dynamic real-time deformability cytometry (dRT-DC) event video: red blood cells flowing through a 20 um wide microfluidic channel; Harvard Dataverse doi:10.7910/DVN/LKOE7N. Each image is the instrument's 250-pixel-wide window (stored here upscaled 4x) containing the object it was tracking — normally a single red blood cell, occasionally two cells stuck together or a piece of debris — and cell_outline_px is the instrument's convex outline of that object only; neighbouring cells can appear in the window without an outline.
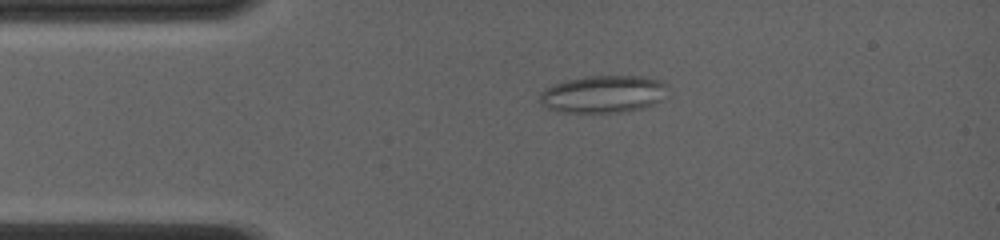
{"species": "common noctule bat (a hibernating species)", "species_latin": "Nyctalus noctula", "temperature_condition": "room temperature", "stored_images_in_passage": 35, "camera_frame_rate_fps": 4000, "um_per_image_px": 0.085, "animal": {"sex": "female", "body_mass_g": 19.0, "forearm_length_mm": 56.7}, "frame": {"image": 1, "passage_image": 6, "time_ms": 2.5, "image_size_px": [1000, 240], "cell_outline_px": [[668, 88], [660, 100], [644, 108], [620, 112], [560, 112], [548, 108], [540, 100], [540, 92], [544, 88], [552, 84], [564, 80], [584, 76], [640, 76], [660, 80], [668, 84]], "centroid_in_image_um": [51.26, 7.98], "position_along_channel_um": 33.7, "area_um2": 27.92}}
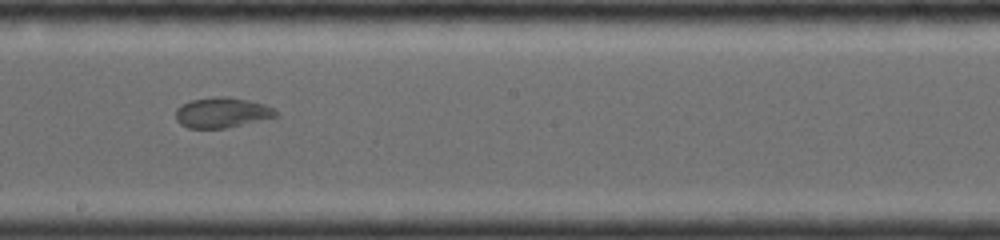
{"frame": {"image": 2, "passage_image": 19, "time_ms": 8.0, "image_size_px": [1000, 240], "cell_outline_px": [[276, 116], [224, 128], [188, 128], [180, 124], [176, 120], [176, 108], [180, 104], [192, 100], [212, 96], [228, 96], [248, 100], [264, 104], [272, 108], [276, 112]], "centroid_in_image_um": [18.79, 9.55], "position_along_channel_um": 229.4, "area_um2": 17.51}}
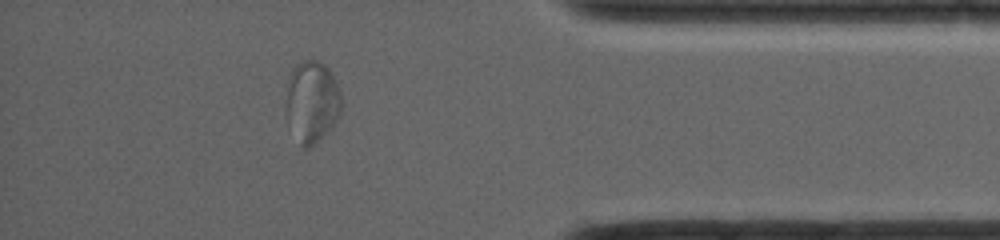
{"frame": {"image": 3, "passage_image": 31, "time_ms": 12.75, "image_size_px": [1000, 240], "cell_outline_px": [[344, 104], [340, 116], [332, 128], [328, 132], [308, 148], [304, 148], [300, 144], [288, 120], [284, 108], [288, 80], [292, 68], [296, 64], [304, 60], [320, 60], [332, 72], [340, 88]], "centroid_in_image_um": [26.56, 8.61], "position_along_channel_um": 408.6, "area_um2": 27.05}}